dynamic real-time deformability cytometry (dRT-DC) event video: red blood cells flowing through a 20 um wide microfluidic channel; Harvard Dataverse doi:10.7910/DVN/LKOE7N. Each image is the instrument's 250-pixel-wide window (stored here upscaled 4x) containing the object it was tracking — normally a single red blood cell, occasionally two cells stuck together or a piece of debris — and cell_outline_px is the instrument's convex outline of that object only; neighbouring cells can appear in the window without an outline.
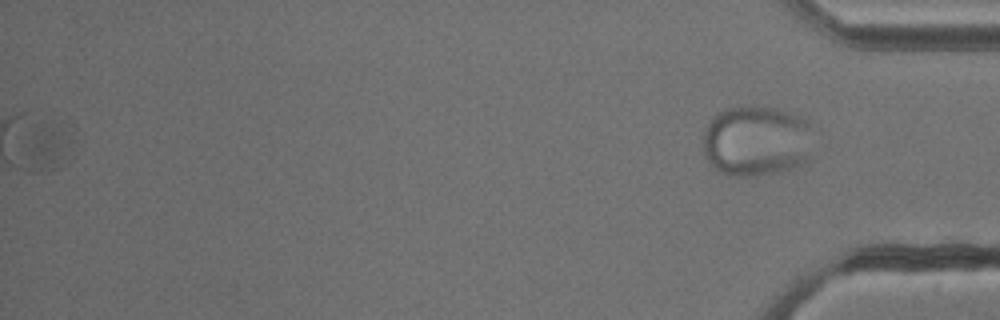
{"species": "common noctule bat (a hibernating species)", "species_latin": "Nyctalus noctula", "temperature_condition": "cold", "stored_images_in_passage": 41, "segment_of_instrument_passage": [2, 2], "camera_frame_rate_fps": 3000, "um_per_image_px": 0.085, "animal": {"sex": "male", "body_mass_g": 13.3}, "frame": {"image": 1, "passage_image": 41, "time_ms": 13.333, "image_size_px": [1000, 320], "cell_outline_px": [[808, 160], [800, 164], [776, 172], [740, 176], [728, 176], [712, 168], [704, 152], [704, 132], [708, 120], [712, 116], [724, 108], [752, 104], [756, 104], [776, 108], [792, 112], [800, 116], [804, 120]], "centroid_in_image_um": [64.15, 11.93], "position_along_channel_um": 371.1, "area_um2": 44.85}}